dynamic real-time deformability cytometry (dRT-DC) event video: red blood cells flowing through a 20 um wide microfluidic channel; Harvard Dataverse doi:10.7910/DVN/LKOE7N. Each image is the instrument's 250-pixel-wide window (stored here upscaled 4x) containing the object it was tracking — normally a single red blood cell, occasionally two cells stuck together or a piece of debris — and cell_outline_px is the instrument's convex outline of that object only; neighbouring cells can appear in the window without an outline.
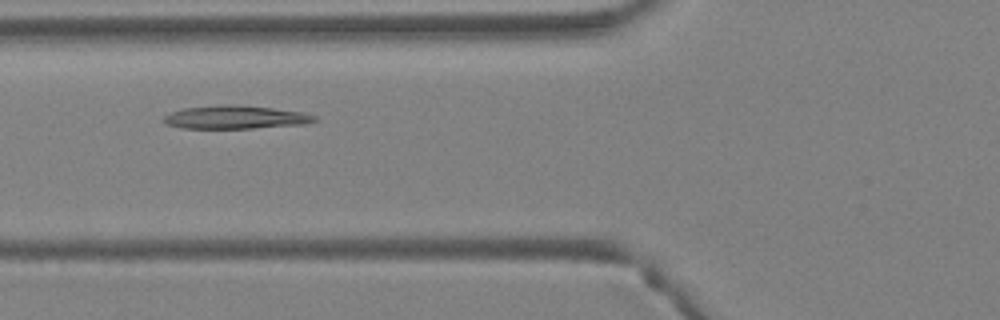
{"species": "Egyptian fruit bat (a non-hibernating species)", "species_latin": "Rousettus aegyptiacus", "temperature_condition": "warm", "stored_images_in_passage": 6, "camera_frame_rate_fps": 3000, "um_per_image_px": 0.085, "animal": {"sex": "female"}, "frame": {"image": 1, "passage_image": 6, "time_ms": 1.667, "image_size_px": [1000, 320], "cell_outline_px": [[316, 120], [304, 124], [252, 128], [184, 128], [168, 124], [164, 120], [164, 116], [172, 112], [184, 108], [220, 104], [224, 104], [272, 108], [304, 112], [316, 116]], "centroid_in_image_um": [20.03, 9.96], "position_along_channel_um": 105.8, "area_um2": 20.11}}